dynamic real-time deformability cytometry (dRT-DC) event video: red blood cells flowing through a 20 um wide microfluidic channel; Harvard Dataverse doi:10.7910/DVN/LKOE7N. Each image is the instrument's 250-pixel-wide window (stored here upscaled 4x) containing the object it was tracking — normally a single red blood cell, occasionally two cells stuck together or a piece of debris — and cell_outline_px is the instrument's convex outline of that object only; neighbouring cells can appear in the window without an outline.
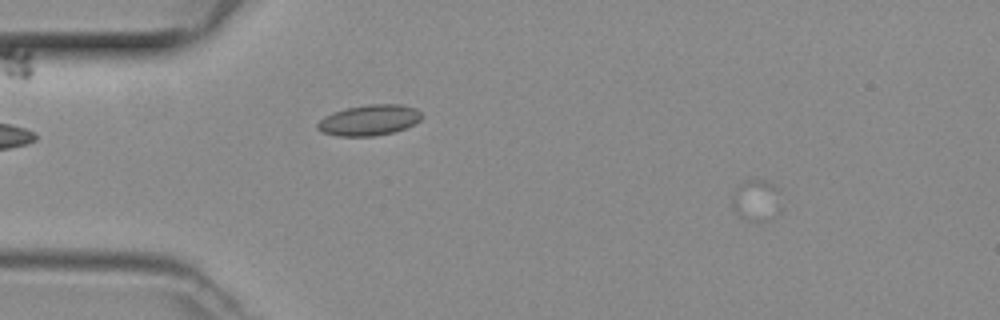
{"species": "common noctule bat (a hibernating species)", "species_latin": "Nyctalus noctula", "temperature_condition": "room temperature", "stored_images_in_passage": 12, "camera_frame_rate_fps": 3000, "um_per_image_px": 0.085, "animal": {"sex": "female", "body_mass_g": 29.2, "forearm_length_mm": 56.3}, "frame": {"image": 1, "passage_image": 7, "time_ms": 2.0, "image_size_px": [1000, 320], "cell_outline_px": [[780, 188], [764, 220], [744, 220], [732, 208], [732, 196], [736, 188], [748, 180], [764, 180]], "centroid_in_image_um": [64.1, 16.94], "position_along_channel_um": 20.9, "area_um2": 10.35}}